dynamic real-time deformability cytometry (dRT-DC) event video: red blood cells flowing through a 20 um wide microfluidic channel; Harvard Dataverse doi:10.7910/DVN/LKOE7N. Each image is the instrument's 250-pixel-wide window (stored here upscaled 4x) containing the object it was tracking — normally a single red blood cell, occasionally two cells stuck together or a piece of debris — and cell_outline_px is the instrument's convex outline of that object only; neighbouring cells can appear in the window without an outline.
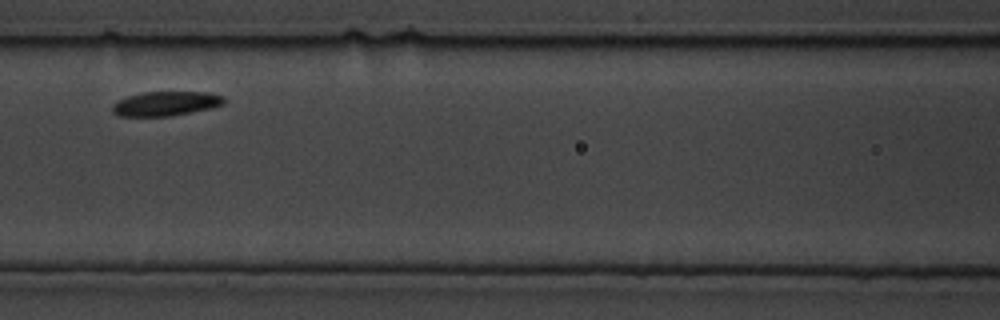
{"species": "common noctule bat (a hibernating species)", "species_latin": "Nyctalus noctula", "temperature_condition": "cold", "stored_images_in_passage": 15, "camera_frame_rate_fps": 3000, "um_per_image_px": 0.085, "animal": {"sex": "male", "body_mass_g": 19.5, "forearm_length_mm": 54.6}, "frame": {"image": 1, "passage_image": 5, "time_ms": 1.333, "image_size_px": [1000, 320], "cell_outline_px": [[224, 104], [208, 108], [168, 116], [120, 116], [112, 112], [112, 104], [128, 96], [144, 92], [208, 92], [224, 96]], "centroid_in_image_um": [14.07, 8.8], "position_along_channel_um": 152.5, "area_um2": 15.61}}
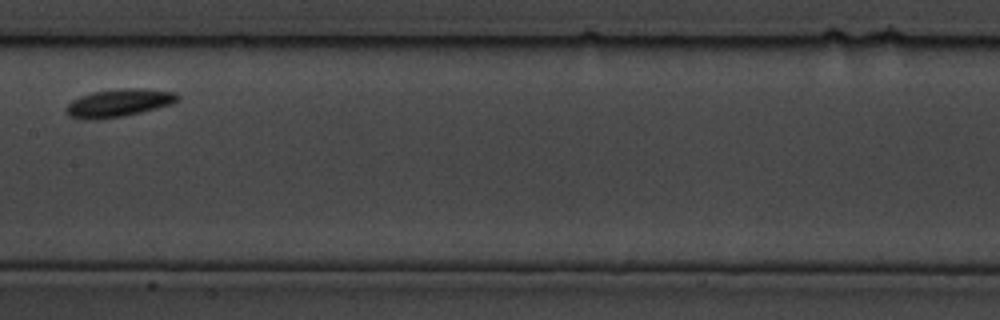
{"frame": {"image": 2, "passage_image": 7, "time_ms": 2.0, "image_size_px": [1000, 320], "cell_outline_px": [[180, 100], [172, 104], [140, 112], [120, 116], [96, 120], [84, 120], [68, 116], [64, 108], [72, 100], [80, 96], [92, 92], [120, 88], [144, 88], [176, 92], [180, 96]], "centroid_in_image_um": [10.09, 8.74], "position_along_channel_um": 197.3, "area_um2": 18.26}}
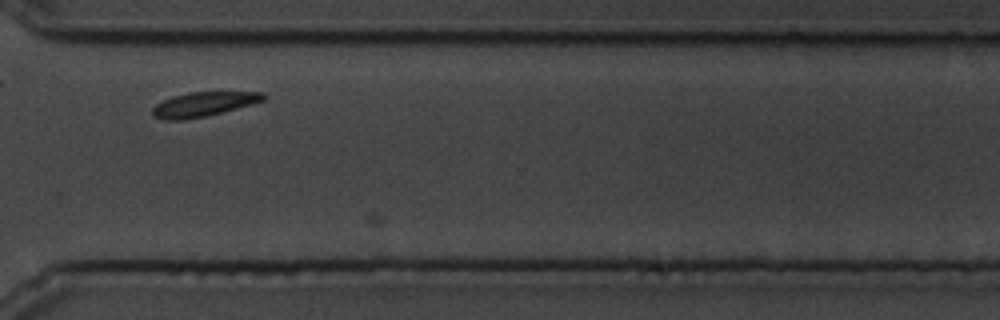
{"frame": {"image": 3, "passage_image": 13, "time_ms": 4.0, "image_size_px": [1000, 320], "cell_outline_px": [[264, 100], [220, 112], [204, 116], [180, 120], [164, 120], [152, 116], [152, 108], [156, 104], [172, 96], [188, 92], [264, 92]], "centroid_in_image_um": [17.21, 8.85], "position_along_channel_um": 353.4, "area_um2": 15.43}}